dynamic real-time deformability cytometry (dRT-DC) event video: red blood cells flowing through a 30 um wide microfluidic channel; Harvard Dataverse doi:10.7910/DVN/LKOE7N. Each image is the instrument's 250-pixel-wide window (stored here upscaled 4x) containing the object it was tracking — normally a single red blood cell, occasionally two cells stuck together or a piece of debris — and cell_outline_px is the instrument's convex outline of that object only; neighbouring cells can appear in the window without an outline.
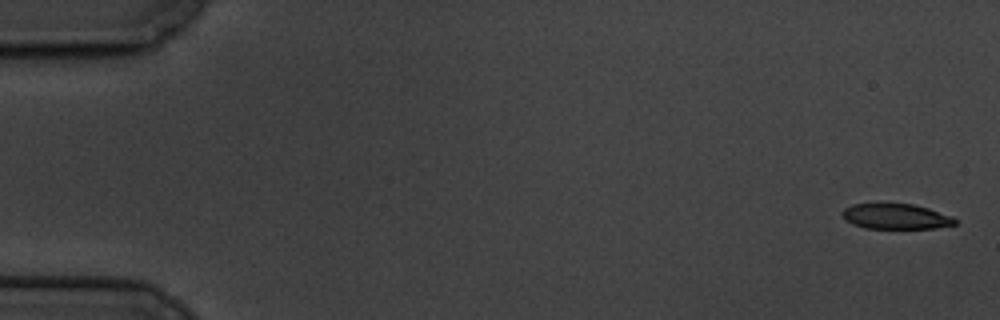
{"species": "common noctule bat (a hibernating species)", "species_latin": "Nyctalus noctula", "temperature_condition": "cold", "stored_images_in_passage": 6, "camera_frame_rate_fps": 3000, "um_per_image_px": 0.085, "animal": {"sex": "male", "body_mass_g": 19.5, "forearm_length_mm": 54.6}, "frame": {"image": 1, "passage_image": 1, "time_ms": 0.0, "image_size_px": [1000, 320], "cell_outline_px": [[956, 224], [936, 228], [864, 228], [852, 224], [840, 212], [844, 208], [852, 204], [876, 200], [880, 200], [912, 204], [928, 208], [952, 216], [956, 220]], "centroid_in_image_um": [76.08, 18.34], "position_along_channel_um": 8.9, "area_um2": 17.4}}
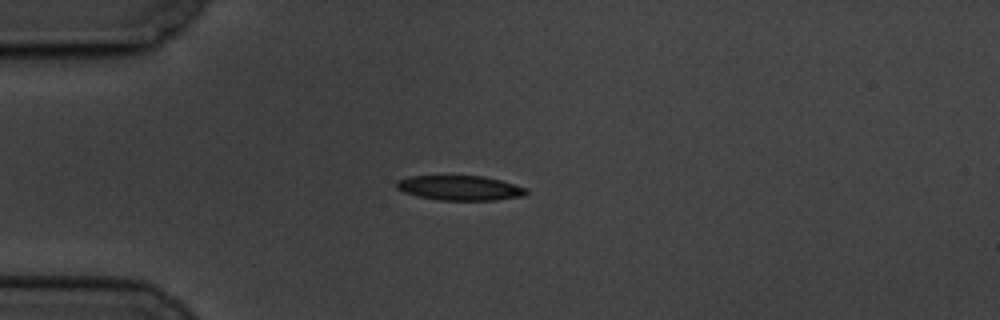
{"frame": {"image": 2, "passage_image": 5, "time_ms": 4.667, "image_size_px": [1000, 320], "cell_outline_px": [[528, 192], [524, 196], [496, 200], [440, 200], [416, 196], [404, 192], [396, 188], [396, 180], [408, 176], [484, 176], [500, 180], [528, 188]], "centroid_in_image_um": [39.09, 15.97], "position_along_channel_um": 45.9, "area_um2": 18.84}}